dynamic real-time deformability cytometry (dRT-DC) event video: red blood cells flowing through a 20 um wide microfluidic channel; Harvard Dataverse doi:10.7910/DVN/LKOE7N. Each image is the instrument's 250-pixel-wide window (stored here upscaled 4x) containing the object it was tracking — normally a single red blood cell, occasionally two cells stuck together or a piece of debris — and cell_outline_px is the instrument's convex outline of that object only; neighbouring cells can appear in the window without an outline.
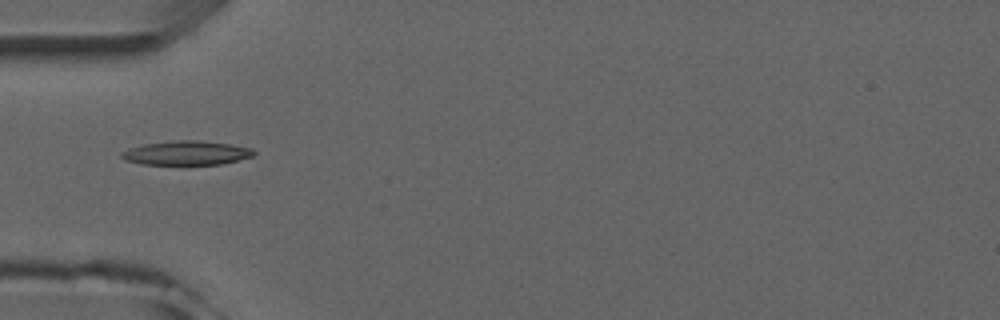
{"species": "common noctule bat (a hibernating species)", "species_latin": "Nyctalus noctula", "temperature_condition": "room temperature", "stored_images_in_passage": 4, "camera_frame_rate_fps": 3000, "um_per_image_px": 0.085, "animal": {"sex": "male", "forearm_length_mm": 52.5}, "frame": {"image": 1, "passage_image": 4, "time_ms": 3.333, "image_size_px": [1000, 320], "cell_outline_px": [[256, 152], [252, 156], [220, 164], [144, 164], [124, 160], [120, 156], [120, 152], [128, 148], [144, 144], [180, 140], [196, 140], [228, 144], [252, 148]], "centroid_in_image_um": [15.8, 13.0], "position_along_channel_um": 69.2, "area_um2": 18.32}}